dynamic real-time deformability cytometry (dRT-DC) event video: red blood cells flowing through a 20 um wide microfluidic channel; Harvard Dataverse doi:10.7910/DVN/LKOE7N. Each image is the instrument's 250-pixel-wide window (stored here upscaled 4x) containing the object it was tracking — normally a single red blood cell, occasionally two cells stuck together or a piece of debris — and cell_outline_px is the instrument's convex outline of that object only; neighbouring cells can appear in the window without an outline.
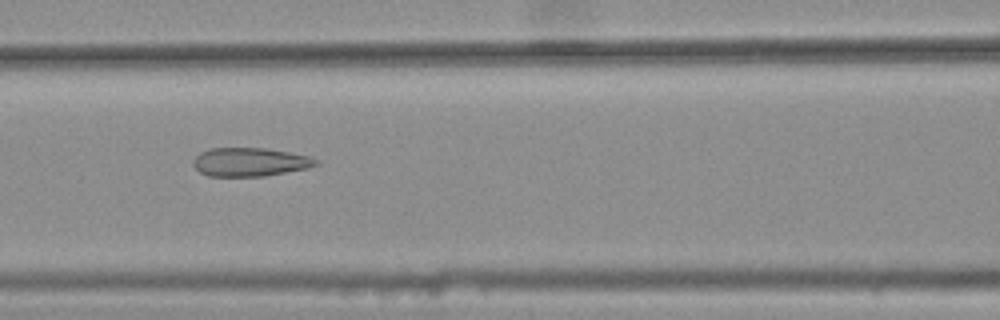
{"species": "common noctule bat (a hibernating species)", "species_latin": "Nyctalus noctula", "temperature_condition": "warm", "stored_images_in_passage": 46, "camera_frame_rate_fps": 3000, "um_per_image_px": 0.085, "animal": {"sex": "female", "body_mass_g": 25.1}, "frame": {"image": 1, "passage_image": 22, "time_ms": 7.0, "image_size_px": [1000, 320], "cell_outline_px": [[320, 164], [308, 168], [264, 176], [208, 176], [200, 172], [192, 164], [192, 160], [200, 152], [208, 148], [264, 148], [288, 152], [308, 156], [320, 160]], "centroid_in_image_um": [21.24, 13.77], "position_along_channel_um": 145.4, "area_um2": 20.52}}
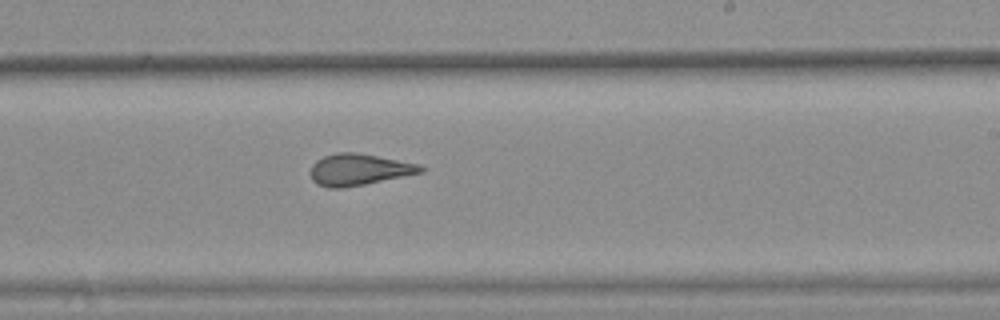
{"frame": {"image": 2, "passage_image": 31, "time_ms": 10.0, "image_size_px": [1000, 320], "cell_outline_px": [[424, 172], [364, 184], [340, 188], [328, 188], [316, 184], [312, 180], [308, 172], [312, 164], [316, 160], [324, 156], [336, 152], [356, 152], [420, 164], [424, 168]], "centroid_in_image_um": [30.45, 14.41], "position_along_channel_um": 258.5, "area_um2": 20.35}}
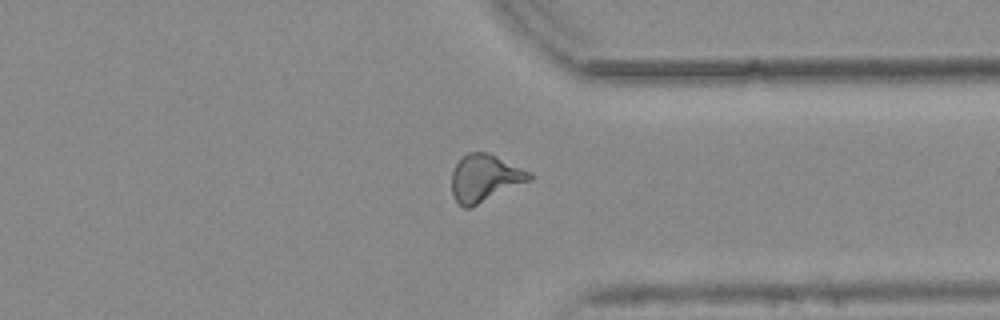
{"frame": {"image": 3, "passage_image": 40, "time_ms": 13.0, "image_size_px": [1000, 320], "cell_outline_px": [[532, 180], [472, 208], [464, 208], [456, 200], [452, 192], [452, 172], [456, 164], [468, 152], [488, 152], [532, 172]], "centroid_in_image_um": [41.24, 15.15], "position_along_channel_um": 370.2, "area_um2": 21.56}, "authors_computed_cell_mechanics": {"area_um2": 20.7791, "velocity_mm_per_s": 3.7819, "shape_relaxation_time_tau1_ms": null, "shape_relaxation_time_tau2_ms": 1.3122, "deformation_change_tau1": null, "deformation_change_tau2": 0.0995}}